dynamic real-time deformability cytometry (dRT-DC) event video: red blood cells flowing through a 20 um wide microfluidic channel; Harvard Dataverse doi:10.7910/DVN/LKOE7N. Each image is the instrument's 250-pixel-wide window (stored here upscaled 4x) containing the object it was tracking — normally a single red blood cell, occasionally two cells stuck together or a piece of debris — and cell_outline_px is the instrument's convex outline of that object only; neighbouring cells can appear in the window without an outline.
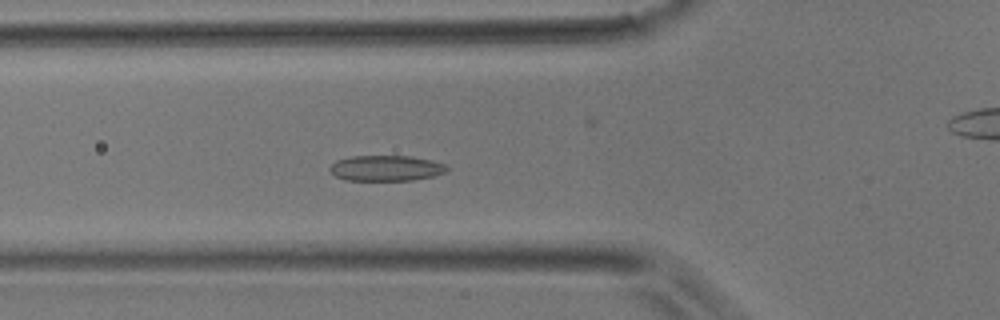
{"species": "common noctule bat (a hibernating species)", "species_latin": "Nyctalus noctula", "temperature_condition": "room temperature", "stored_images_in_passage": 43, "camera_frame_rate_fps": 3000, "um_per_image_px": 0.085, "animal": {"sex": "male", "body_mass_g": 17.9}, "frame": {"image": 1, "passage_image": 12, "time_ms": 3.667, "image_size_px": [1000, 320], "cell_outline_px": [[448, 168], [444, 172], [436, 176], [412, 180], [344, 180], [336, 176], [328, 168], [336, 160], [352, 156], [412, 156], [432, 160], [448, 164]], "centroid_in_image_um": [32.85, 14.29], "position_along_channel_um": 93.0, "area_um2": 17.57}}
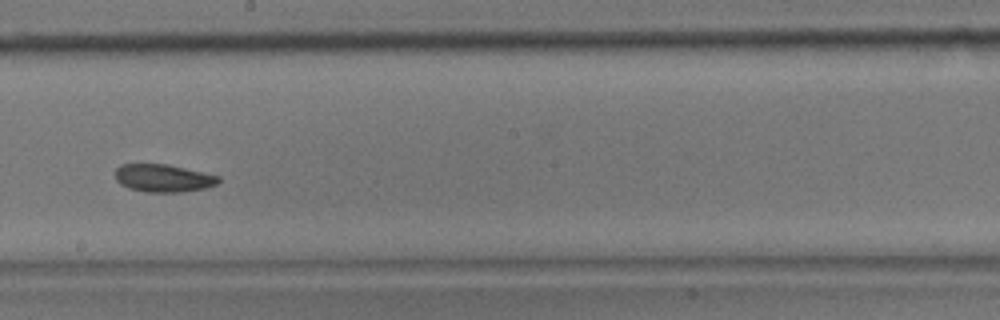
{"frame": {"image": 2, "passage_image": 22, "time_ms": 7.0, "image_size_px": [1000, 320], "cell_outline_px": [[220, 180], [216, 184], [204, 188], [180, 192], [144, 192], [128, 188], [120, 184], [116, 180], [116, 168], [120, 164], [168, 164], [204, 172], [220, 176]], "centroid_in_image_um": [13.86, 15.13], "position_along_channel_um": 234.3, "area_um2": 16.76}}
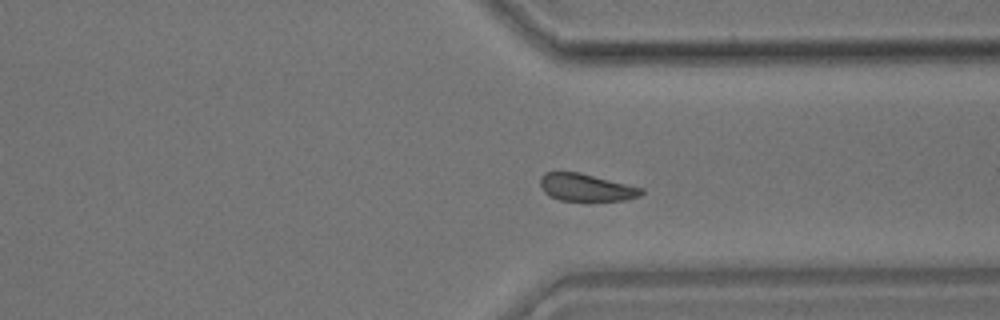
{"frame": {"image": 3, "passage_image": 31, "time_ms": 10.0, "image_size_px": [1000, 320], "cell_outline_px": [[644, 192], [640, 196], [624, 200], [560, 200], [548, 196], [544, 192], [540, 184], [540, 176], [544, 172], [580, 172], [644, 188]], "centroid_in_image_um": [49.81, 15.92], "position_along_channel_um": 361.6, "area_um2": 16.18}}